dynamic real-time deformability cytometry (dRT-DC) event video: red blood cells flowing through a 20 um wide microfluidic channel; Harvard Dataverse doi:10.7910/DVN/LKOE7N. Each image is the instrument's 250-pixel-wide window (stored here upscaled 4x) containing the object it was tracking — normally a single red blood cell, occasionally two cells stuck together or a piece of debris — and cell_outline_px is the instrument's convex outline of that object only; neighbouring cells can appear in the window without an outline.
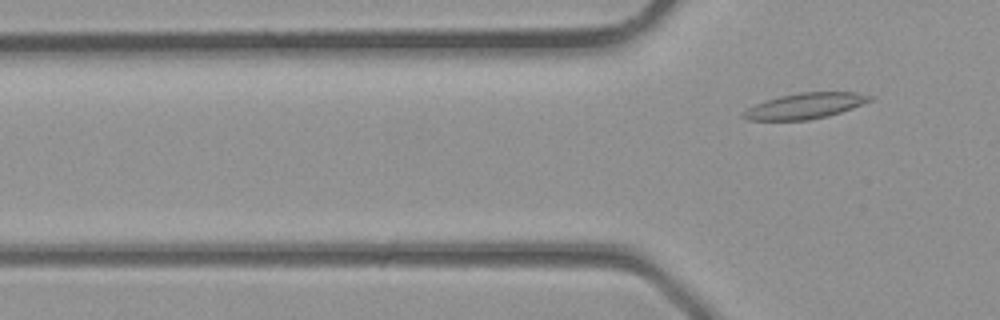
{"species": "common noctule bat (a hibernating species)", "species_latin": "Nyctalus noctula", "temperature_condition": "room temperature", "stored_images_in_passage": 5, "camera_frame_rate_fps": 3000, "um_per_image_px": 0.085, "animal": {"sex": "male", "body_mass_g": 23.1, "forearm_length_mm": 52.7}, "frame": {"image": 1, "passage_image": 5, "time_ms": 1.333, "image_size_px": [1000, 320], "cell_outline_px": [[876, 100], [828, 116], [808, 120], [748, 120], [740, 116], [748, 108], [756, 104], [780, 96], [800, 92], [856, 92], [876, 96]], "centroid_in_image_um": [68.52, 8.99], "position_along_channel_um": 57.3, "area_um2": 19.02}}